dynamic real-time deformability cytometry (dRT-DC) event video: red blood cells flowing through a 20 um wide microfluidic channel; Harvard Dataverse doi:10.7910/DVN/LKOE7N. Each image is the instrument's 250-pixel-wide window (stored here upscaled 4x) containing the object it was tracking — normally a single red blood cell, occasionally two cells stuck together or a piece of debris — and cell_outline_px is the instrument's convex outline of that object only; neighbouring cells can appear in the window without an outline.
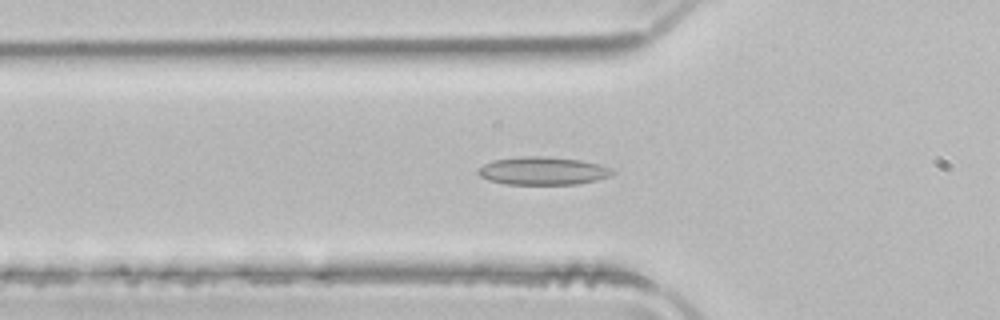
{"species": "common noctule bat (a hibernating species)", "species_latin": "Nyctalus noctula", "temperature_condition": "room temperature", "stored_images_in_passage": 42, "camera_frame_rate_fps": 3000, "um_per_image_px": 0.085, "animal": {"sex": "male", "body_mass_g": 21.5, "forearm_length_mm": 52.0}, "frame": {"image": 1, "passage_image": 8, "time_ms": 2.333, "image_size_px": [1000, 320], "cell_outline_px": [[616, 172], [612, 176], [596, 180], [576, 184], [504, 184], [488, 180], [480, 176], [476, 172], [484, 164], [492, 160], [524, 156], [548, 156], [580, 160], [600, 164], [612, 168]], "centroid_in_image_um": [46.17, 14.52], "position_along_channel_um": 79.6, "area_um2": 22.08}}
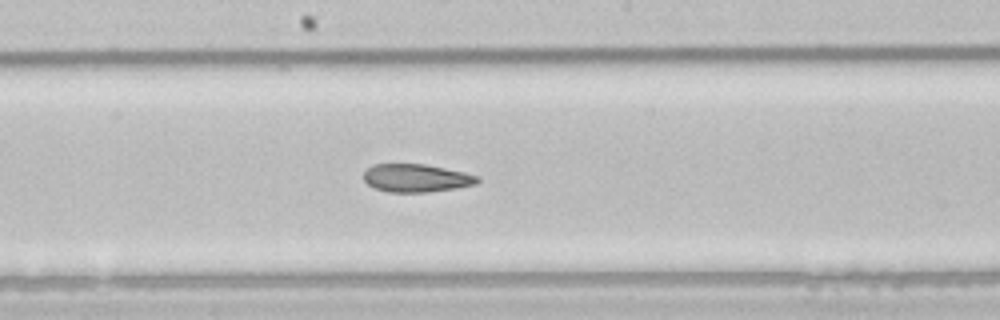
{"frame": {"image": 2, "passage_image": 18, "time_ms": 5.667, "image_size_px": [1000, 320], "cell_outline_px": [[480, 180], [476, 184], [456, 188], [428, 192], [388, 192], [376, 188], [368, 184], [364, 180], [364, 172], [372, 164], [424, 164], [464, 172], [480, 176]], "centroid_in_image_um": [35.4, 15.13], "position_along_channel_um": 212.8, "area_um2": 18.55}}
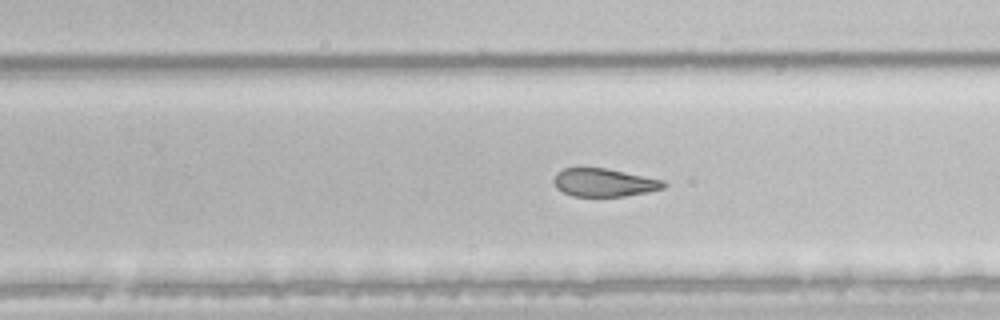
{"frame": {"image": 3, "passage_image": 23, "time_ms": 7.333, "image_size_px": [1000, 320], "cell_outline_px": [[668, 184], [664, 188], [648, 192], [624, 196], [572, 196], [556, 188], [552, 180], [556, 172], [564, 168], [604, 168], [664, 180]], "centroid_in_image_um": [51.33, 15.52], "position_along_channel_um": 278.5, "area_um2": 17.98}, "authors_computed_cell_mechanics": {"area_um2": 20.6057, "velocity_mm_per_s": 3.9674, "shape_relaxation_time_tau1_ms": null, "shape_relaxation_time_tau2_ms": 2.0542, "deformation_change_tau1": null, "deformation_change_tau2": 0.0894}}